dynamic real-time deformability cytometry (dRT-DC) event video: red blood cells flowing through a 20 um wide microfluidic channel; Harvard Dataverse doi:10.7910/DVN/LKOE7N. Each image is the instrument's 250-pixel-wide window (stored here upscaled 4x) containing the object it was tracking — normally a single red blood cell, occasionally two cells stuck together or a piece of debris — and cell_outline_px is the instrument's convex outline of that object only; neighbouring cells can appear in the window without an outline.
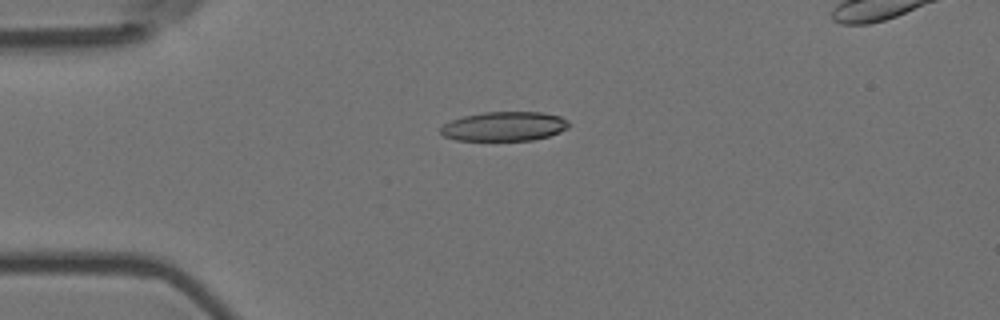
{"species": "Egyptian fruit bat (a non-hibernating species)", "species_latin": "Rousettus aegyptiacus", "temperature_condition": "room temperature", "stored_images_in_passage": 5, "camera_frame_rate_fps": 3000, "um_per_image_px": 0.085, "animal": {"sex": "female"}, "frame": {"image": 1, "passage_image": 3, "time_ms": 0.667, "image_size_px": [1000, 320], "cell_outline_px": [[568, 128], [560, 132], [548, 136], [532, 140], [456, 140], [444, 136], [440, 132], [440, 128], [444, 124], [452, 120], [464, 116], [484, 112], [540, 112], [560, 116], [568, 120]], "centroid_in_image_um": [42.87, 10.74], "position_along_channel_um": 42.1, "area_um2": 21.79}}